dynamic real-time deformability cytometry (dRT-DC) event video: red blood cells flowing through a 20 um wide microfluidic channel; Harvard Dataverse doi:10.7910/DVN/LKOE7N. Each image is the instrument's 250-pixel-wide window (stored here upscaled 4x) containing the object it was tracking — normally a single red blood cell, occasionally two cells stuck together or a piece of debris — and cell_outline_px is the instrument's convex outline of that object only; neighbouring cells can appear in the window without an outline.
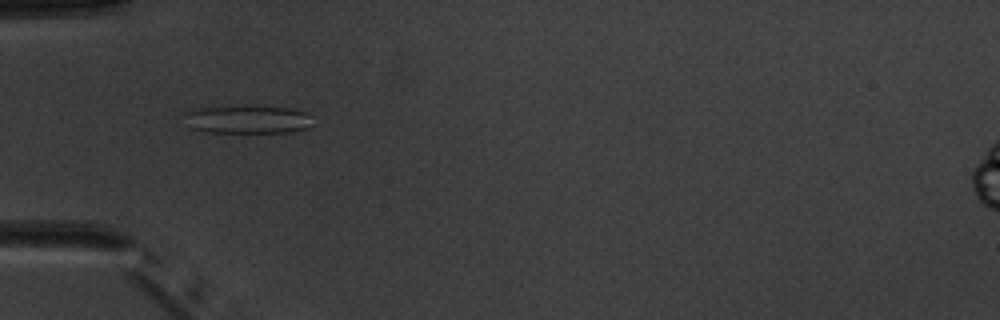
{"species": "common noctule bat (a hibernating species)", "species_latin": "Nyctalus noctula", "temperature_condition": "warm", "stored_images_in_passage": 6, "camera_frame_rate_fps": 3000, "um_per_image_px": 0.085, "animal": {"sex": "male", "body_mass_g": 20.1, "forearm_length_mm": 53.5}, "frame": {"image": 1, "passage_image": 3, "time_ms": 2.333, "image_size_px": [1000, 320], "cell_outline_px": [[312, 124], [308, 128], [292, 132], [208, 132], [192, 128], [184, 112], [200, 108], [288, 108], [308, 112], [312, 116]], "centroid_in_image_um": [21.16, 10.19], "position_along_channel_um": 63.8, "area_um2": 20.17}}
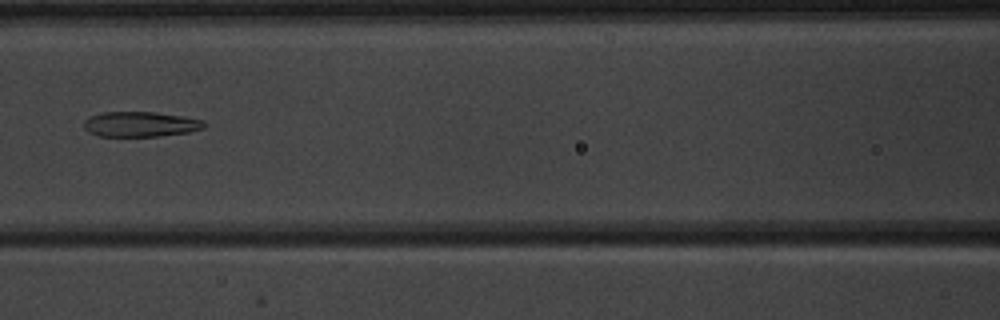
{"frame": {"image": 2, "passage_image": 5, "time_ms": 4.667, "image_size_px": [1000, 320], "cell_outline_px": [[208, 124], [204, 128], [188, 132], [160, 136], [100, 136], [88, 132], [84, 128], [84, 120], [88, 116], [100, 112], [156, 112], [204, 120]], "centroid_in_image_um": [11.92, 10.55], "position_along_channel_um": 154.7, "area_um2": 17.74}}
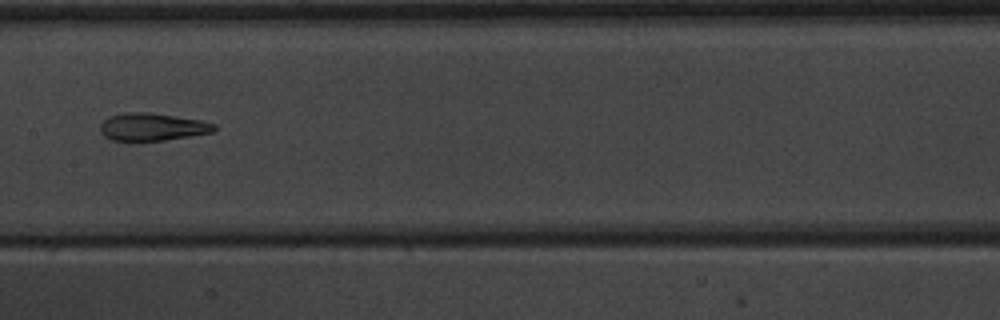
{"frame": {"image": 3, "passage_image": 6, "time_ms": 5.667, "image_size_px": [1000, 320], "cell_outline_px": [[216, 128], [212, 132], [192, 136], [136, 144], [112, 140], [104, 136], [100, 132], [100, 124], [108, 116], [128, 112], [144, 112], [176, 116], [200, 120], [216, 124]], "centroid_in_image_um": [12.88, 10.83], "position_along_channel_um": 194.5, "area_um2": 18.96}}